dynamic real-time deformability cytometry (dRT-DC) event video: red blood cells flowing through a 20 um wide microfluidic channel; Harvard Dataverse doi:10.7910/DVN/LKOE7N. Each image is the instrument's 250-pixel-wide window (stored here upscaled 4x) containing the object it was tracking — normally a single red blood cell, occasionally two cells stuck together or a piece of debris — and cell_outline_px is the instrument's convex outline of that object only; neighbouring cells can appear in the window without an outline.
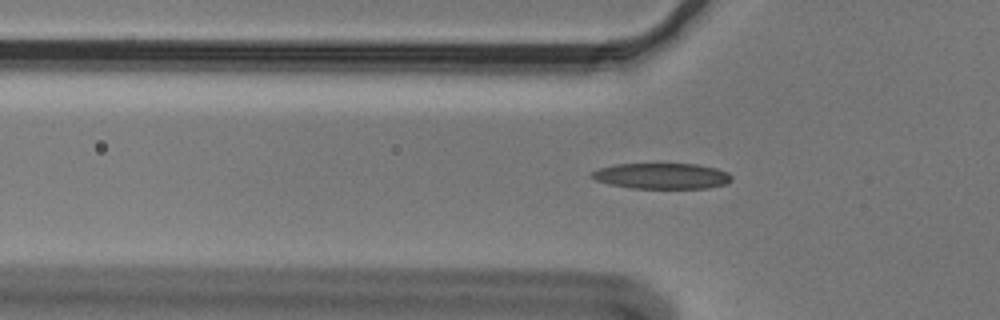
{"species": "Egyptian fruit bat (a non-hibernating species)", "species_latin": "Rousettus aegyptiacus", "temperature_condition": "cold", "stored_images_in_passage": 44, "camera_frame_rate_fps": 3000, "um_per_image_px": 0.085, "animal": {"sex": "male"}, "frame": {"image": 1, "passage_image": 16, "time_ms": 5.0, "image_size_px": [1000, 320], "cell_outline_px": [[732, 180], [728, 184], [708, 188], [632, 188], [608, 184], [596, 180], [588, 176], [592, 172], [600, 168], [612, 164], [696, 164], [716, 168], [728, 172], [732, 176]], "centroid_in_image_um": [56.26, 14.96], "position_along_channel_um": 69.5, "area_um2": 21.15}}
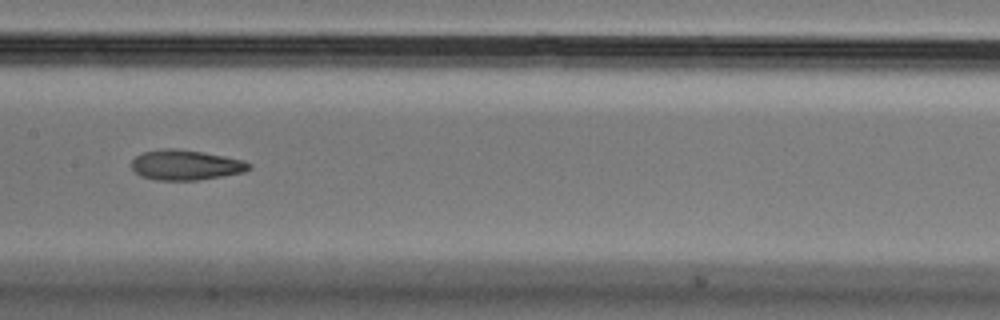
{"frame": {"image": 2, "passage_image": 26, "time_ms": 8.333, "image_size_px": [1000, 320], "cell_outline_px": [[252, 168], [244, 172], [224, 176], [196, 180], [156, 180], [140, 176], [132, 168], [132, 160], [136, 156], [144, 152], [164, 148], [176, 148], [224, 156], [244, 160], [252, 164]], "centroid_in_image_um": [15.81, 14.03], "position_along_channel_um": 191.6, "area_um2": 20.63}}
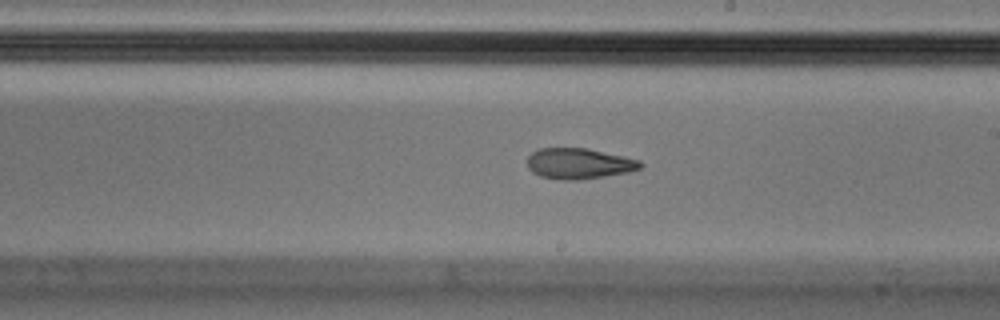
{"frame": {"image": 3, "passage_image": 30, "time_ms": 9.667, "image_size_px": [1000, 320], "cell_outline_px": [[644, 164], [640, 168], [628, 172], [604, 176], [576, 180], [564, 180], [540, 176], [532, 172], [528, 168], [528, 156], [532, 152], [540, 148], [588, 148], [624, 156], [640, 160]], "centroid_in_image_um": [49.21, 13.89], "position_along_channel_um": 239.8, "area_um2": 20.23}}